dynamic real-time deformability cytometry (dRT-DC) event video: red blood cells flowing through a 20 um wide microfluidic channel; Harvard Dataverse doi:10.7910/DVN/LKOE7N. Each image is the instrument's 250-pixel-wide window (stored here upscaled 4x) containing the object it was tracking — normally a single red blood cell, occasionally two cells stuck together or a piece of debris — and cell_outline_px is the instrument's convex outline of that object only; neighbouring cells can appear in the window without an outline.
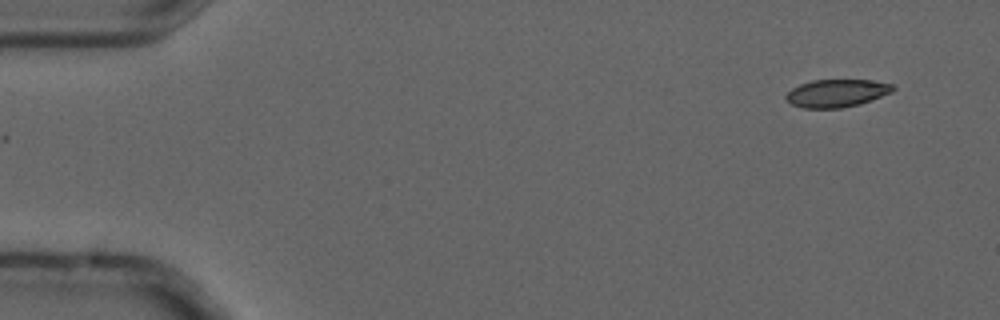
{"species": "common noctule bat (a hibernating species)", "species_latin": "Nyctalus noctula", "temperature_condition": "cold", "stored_images_in_passage": 5, "camera_frame_rate_fps": 3000, "um_per_image_px": 0.085, "animal": {"sex": "male", "forearm_length_mm": 52.5}, "frame": {"image": 1, "passage_image": 1, "time_ms": 0.0, "image_size_px": [1000, 320], "cell_outline_px": [[896, 88], [892, 92], [860, 104], [840, 108], [804, 108], [792, 104], [784, 96], [792, 88], [800, 84], [812, 80], [872, 80], [892, 84]], "centroid_in_image_um": [71.13, 7.91], "position_along_channel_um": 13.9, "area_um2": 17.22}}
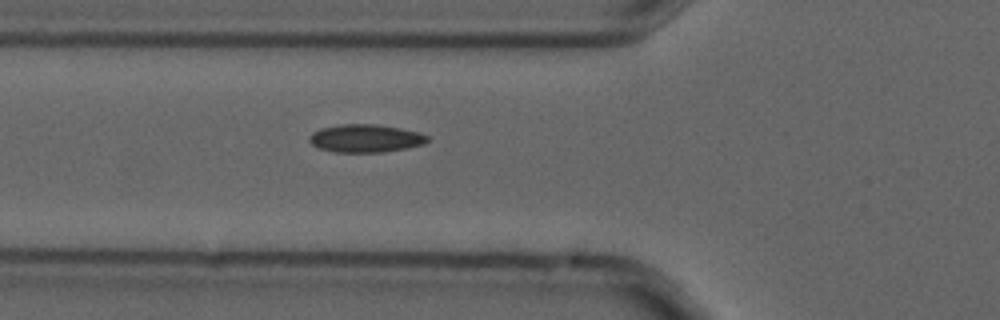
{"frame": {"image": 2, "passage_image": 5, "time_ms": 1.333, "image_size_px": [1000, 320], "cell_outline_px": [[428, 140], [424, 144], [408, 148], [384, 152], [332, 152], [320, 148], [312, 144], [308, 140], [308, 136], [312, 132], [320, 128], [344, 124], [376, 124], [400, 128], [420, 132], [428, 136]], "centroid_in_image_um": [31.07, 11.76], "position_along_channel_um": 94.7, "area_um2": 19.36}}